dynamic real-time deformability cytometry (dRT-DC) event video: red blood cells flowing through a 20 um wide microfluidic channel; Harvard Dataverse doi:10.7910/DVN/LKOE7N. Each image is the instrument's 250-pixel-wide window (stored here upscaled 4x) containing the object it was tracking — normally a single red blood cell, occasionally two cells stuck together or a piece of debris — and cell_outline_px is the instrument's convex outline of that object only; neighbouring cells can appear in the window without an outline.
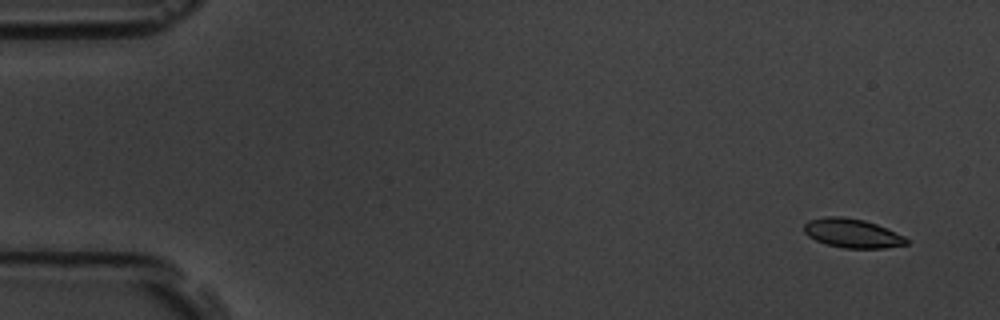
{"species": "common noctule bat (a hibernating species)", "species_latin": "Nyctalus noctula", "temperature_condition": "room temperature", "stored_images_in_passage": 5, "camera_frame_rate_fps": 3000, "um_per_image_px": 0.085, "animal": {"sex": "male", "body_mass_g": 19.5, "forearm_length_mm": 54.6}, "frame": {"image": 1, "passage_image": 1, "time_ms": 0.0, "image_size_px": [1000, 320], "cell_outline_px": [[908, 244], [884, 248], [844, 248], [828, 244], [816, 240], [808, 236], [804, 232], [804, 224], [808, 220], [828, 216], [844, 216], [864, 220], [876, 224], [904, 236], [908, 240]], "centroid_in_image_um": [72.43, 19.82], "position_along_channel_um": 12.6, "area_um2": 17.22}}